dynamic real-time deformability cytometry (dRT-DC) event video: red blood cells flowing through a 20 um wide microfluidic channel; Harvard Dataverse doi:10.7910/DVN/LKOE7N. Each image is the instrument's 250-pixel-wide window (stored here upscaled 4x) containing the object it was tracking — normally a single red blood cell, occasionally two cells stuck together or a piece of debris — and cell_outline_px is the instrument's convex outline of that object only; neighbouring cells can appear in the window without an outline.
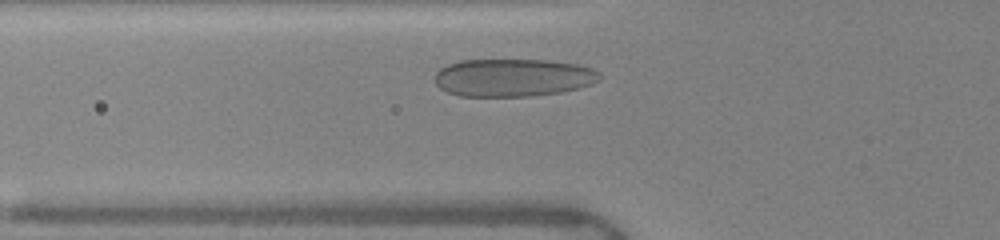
{"species": "human", "species_latin": "Homo sapiens", "temperature_condition": "warm", "stored_images_in_passage": 29, "camera_frame_rate_fps": 3000, "um_per_image_px": 0.085, "donor": {"sex": "female"}, "frame": {"image": 1, "passage_image": 5, "time_ms": 1.333, "image_size_px": [1000, 240], "cell_outline_px": [[600, 80], [592, 84], [580, 88], [560, 92], [528, 96], [460, 96], [448, 92], [440, 88], [436, 84], [436, 72], [440, 68], [448, 64], [460, 60], [544, 60], [580, 64], [592, 68], [600, 72]], "centroid_in_image_um": [43.63, 6.59], "position_along_channel_um": 82.2, "area_um2": 36.41}}
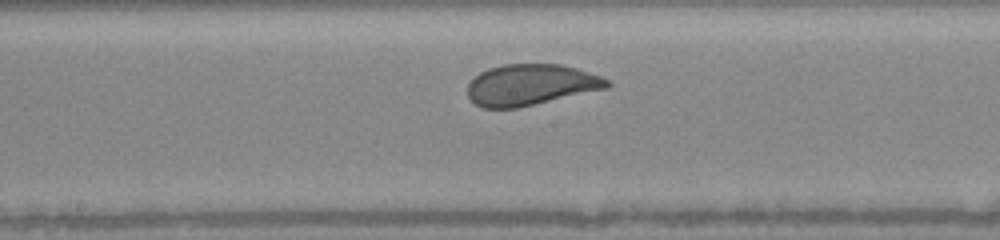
{"frame": {"image": 2, "passage_image": 14, "time_ms": 4.333, "image_size_px": [1000, 240], "cell_outline_px": [[612, 84], [608, 88], [516, 108], [484, 108], [476, 104], [468, 96], [468, 84], [480, 72], [488, 68], [504, 64], [560, 64], [576, 68], [600, 76], [608, 80]], "centroid_in_image_um": [45.11, 7.2], "position_along_channel_um": 203.1, "area_um2": 33.18}}
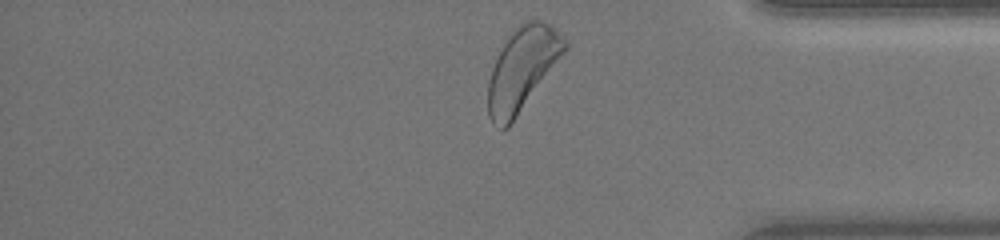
{"frame": {"image": 3, "passage_image": 29, "time_ms": 9.333, "image_size_px": [1000, 240], "cell_outline_px": [[568, 48], [508, 128], [500, 128], [492, 124], [488, 116], [488, 80], [492, 68], [504, 44], [512, 32], [524, 20], [540, 20], [548, 24], [568, 44]], "centroid_in_image_um": [44.37, 5.9], "position_along_channel_um": 390.8, "area_um2": 36.36}, "authors_computed_cell_mechanics": {"area_um2": 33.9286, "velocity_mm_per_s": 4.0084, "shape_relaxation_time_tau1_ms": 3.3095, "shape_relaxation_time_tau2_ms": null, "deformation_change_tau1": 0.1259, "deformation_change_tau2": null}}